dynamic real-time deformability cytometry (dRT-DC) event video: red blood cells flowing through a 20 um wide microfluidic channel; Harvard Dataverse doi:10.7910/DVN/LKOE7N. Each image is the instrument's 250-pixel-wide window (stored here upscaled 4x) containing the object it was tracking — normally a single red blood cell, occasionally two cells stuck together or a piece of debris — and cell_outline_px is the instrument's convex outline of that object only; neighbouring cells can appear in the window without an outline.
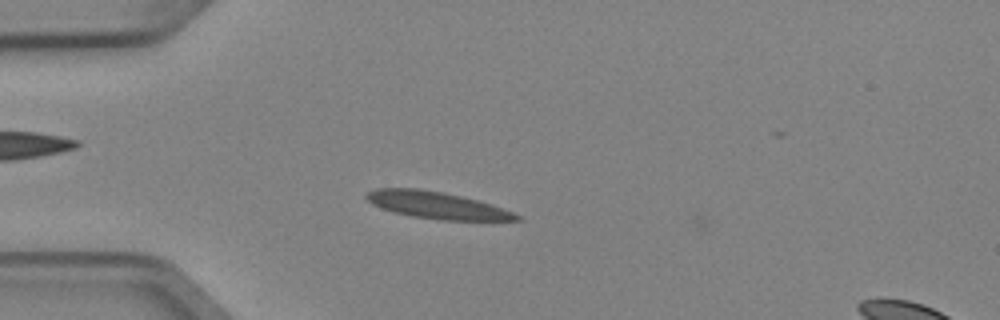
{"species": "Egyptian fruit bat (a non-hibernating species)", "species_latin": "Rousettus aegyptiacus", "temperature_condition": "cold", "stored_images_in_passage": 4, "segment_of_instrument_passage": [1, 2], "camera_frame_rate_fps": 3000, "um_per_image_px": 0.085, "animal": {"sex": "female"}, "frame": {"image": 1, "passage_image": 3, "time_ms": 0.667, "image_size_px": [1000, 320], "cell_outline_px": [[524, 220], [444, 220], [412, 216], [380, 208], [372, 204], [364, 196], [368, 192], [376, 188], [420, 188], [444, 192], [492, 204], [512, 212], [520, 216]], "centroid_in_image_um": [37.11, 17.43], "position_along_channel_um": 47.9, "area_um2": 23.35}}